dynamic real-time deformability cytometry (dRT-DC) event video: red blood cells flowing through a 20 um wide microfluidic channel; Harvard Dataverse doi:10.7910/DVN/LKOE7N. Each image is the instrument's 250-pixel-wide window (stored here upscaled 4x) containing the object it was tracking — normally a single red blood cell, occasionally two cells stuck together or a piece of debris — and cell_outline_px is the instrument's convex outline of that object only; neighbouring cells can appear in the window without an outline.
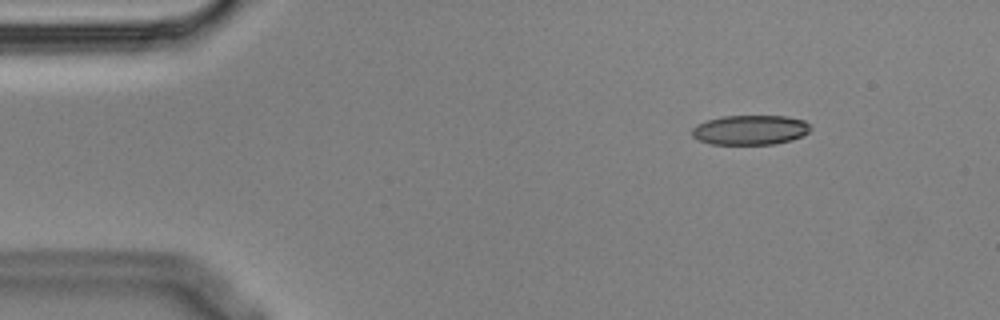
{"species": "Egyptian fruit bat (a non-hibernating species)", "species_latin": "Rousettus aegyptiacus", "temperature_condition": "cold", "stored_images_in_passage": 8, "camera_frame_rate_fps": 3000, "um_per_image_px": 0.085, "animal": {"sex": "male"}, "frame": {"image": 1, "passage_image": 1, "time_ms": 0.0, "image_size_px": [1000, 320], "cell_outline_px": [[812, 128], [808, 132], [792, 140], [772, 144], [712, 144], [700, 140], [692, 136], [692, 128], [696, 124], [708, 120], [724, 116], [788, 116], [804, 120]], "centroid_in_image_um": [63.77, 11.04], "position_along_channel_um": 21.2, "area_um2": 20.4}}
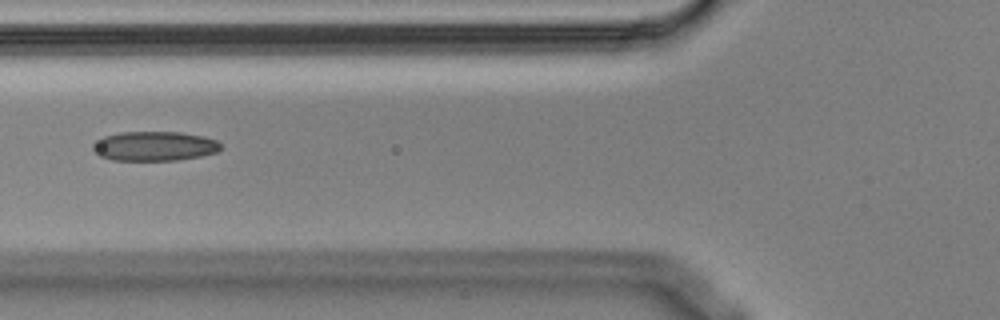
{"frame": {"image": 2, "passage_image": 5, "time_ms": 1.333, "image_size_px": [1000, 320], "cell_outline_px": [[220, 148], [216, 152], [200, 156], [176, 160], [112, 160], [100, 156], [92, 148], [92, 144], [104, 136], [120, 132], [180, 132], [204, 136], [216, 140], [220, 144]], "centroid_in_image_um": [13.11, 12.41], "position_along_channel_um": 112.7, "area_um2": 21.85}}
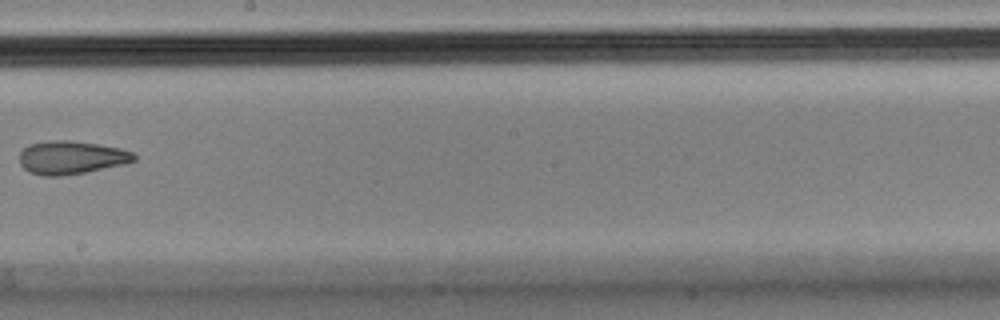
{"frame": {"image": 3, "passage_image": 8, "time_ms": 2.333, "image_size_px": [1000, 320], "cell_outline_px": [[136, 160], [124, 164], [84, 172], [60, 176], [44, 176], [28, 172], [20, 164], [20, 152], [28, 144], [52, 140], [68, 140], [96, 144], [120, 148], [132, 152], [136, 156]], "centroid_in_image_um": [6.03, 13.39], "position_along_channel_um": 242.2, "area_um2": 22.08}}